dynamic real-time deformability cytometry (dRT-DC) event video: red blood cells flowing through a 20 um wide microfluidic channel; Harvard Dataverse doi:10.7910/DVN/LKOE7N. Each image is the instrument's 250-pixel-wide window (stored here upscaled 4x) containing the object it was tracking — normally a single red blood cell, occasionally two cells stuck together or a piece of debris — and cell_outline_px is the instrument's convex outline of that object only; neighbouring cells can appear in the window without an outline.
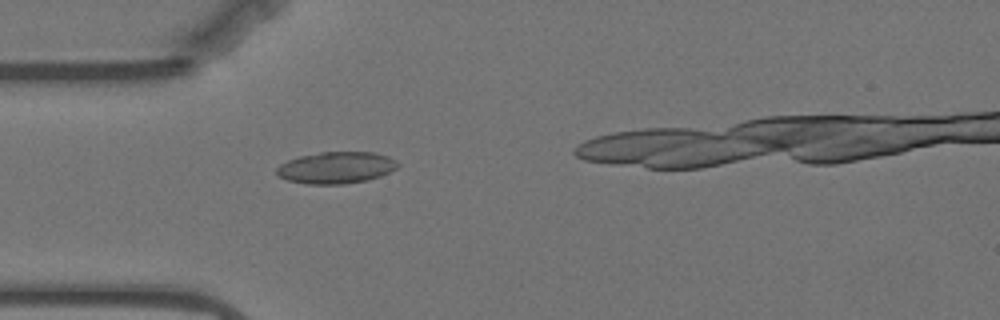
{"species": "Egyptian fruit bat (a non-hibernating species)", "species_latin": "Rousettus aegyptiacus", "temperature_condition": "warm", "stored_images_in_passage": 8, "camera_frame_rate_fps": 3000, "um_per_image_px": 0.085, "animal": {"sex": "female"}, "frame": {"image": 1, "passage_image": 3, "time_ms": 0.667, "image_size_px": [1000, 320], "cell_outline_px": [[400, 164], [396, 168], [380, 176], [368, 180], [344, 184], [308, 184], [288, 180], [276, 176], [276, 168], [280, 164], [288, 160], [300, 156], [320, 152], [372, 152], [388, 156], [396, 160]], "centroid_in_image_um": [28.56, 14.25], "position_along_channel_um": 56.4, "area_um2": 22.43}}
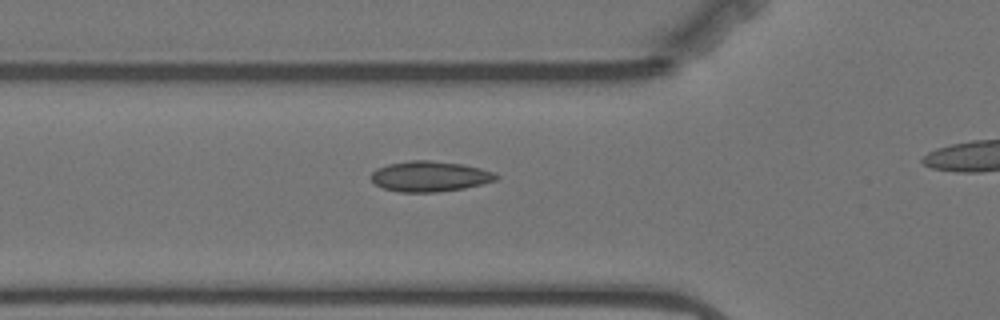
{"frame": {"image": 2, "passage_image": 6, "time_ms": 1.667, "image_size_px": [1000, 320], "cell_outline_px": [[500, 176], [496, 180], [464, 188], [436, 192], [400, 192], [384, 188], [376, 184], [372, 180], [372, 172], [376, 168], [388, 164], [412, 160], [428, 160], [464, 164], [480, 168], [492, 172]], "centroid_in_image_um": [36.53, 14.98], "position_along_channel_um": 89.3, "area_um2": 22.02}}